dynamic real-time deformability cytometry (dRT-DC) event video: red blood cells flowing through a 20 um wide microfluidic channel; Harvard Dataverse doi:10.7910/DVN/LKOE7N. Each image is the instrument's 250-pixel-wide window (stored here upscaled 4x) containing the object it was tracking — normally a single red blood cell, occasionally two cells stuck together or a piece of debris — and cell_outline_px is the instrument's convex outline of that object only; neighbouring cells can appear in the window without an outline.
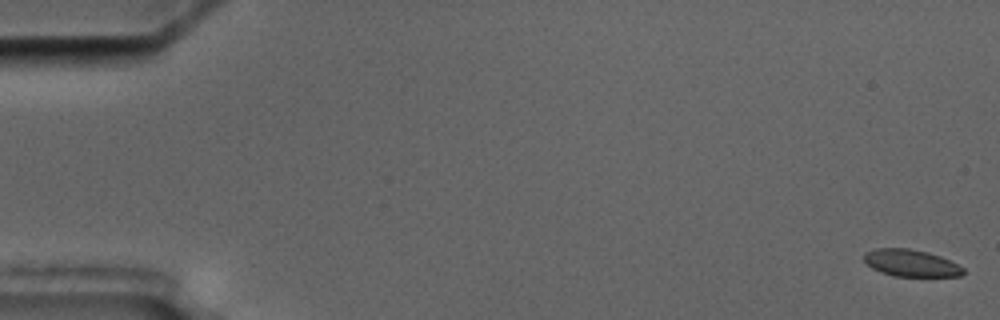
{"species": "common noctule bat (a hibernating species)", "species_latin": "Nyctalus noctula", "temperature_condition": "cold", "stored_images_in_passage": 5, "camera_frame_rate_fps": 3000, "um_per_image_px": 0.085, "animal": {"sex": "male", "body_mass_g": 17.5, "forearm_length_mm": 52.3}, "frame": {"image": 1, "passage_image": 1, "time_ms": 0.0, "image_size_px": [1000, 320], "cell_outline_px": [[964, 272], [960, 276], [892, 276], [880, 272], [872, 268], [864, 260], [864, 252], [876, 248], [908, 248], [928, 252], [940, 256], [964, 268]], "centroid_in_image_um": [77.4, 22.35], "position_along_channel_um": 7.6, "area_um2": 15.55}}
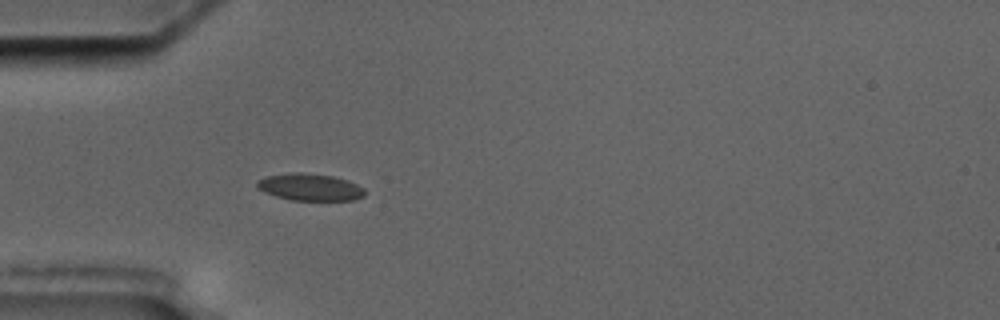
{"frame": {"image": 2, "passage_image": 5, "time_ms": 5.667, "image_size_px": [1000, 320], "cell_outline_px": [[364, 196], [352, 200], [292, 200], [276, 196], [264, 192], [256, 184], [256, 180], [268, 176], [288, 172], [300, 172], [332, 176], [348, 180], [364, 188]], "centroid_in_image_um": [26.34, 15.9], "position_along_channel_um": 58.7, "area_um2": 16.88}}